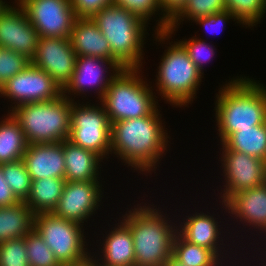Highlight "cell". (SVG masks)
I'll use <instances>...</instances> for the list:
<instances>
[{
    "mask_svg": "<svg viewBox=\"0 0 266 266\" xmlns=\"http://www.w3.org/2000/svg\"><path fill=\"white\" fill-rule=\"evenodd\" d=\"M158 108L149 116L111 123V154L144 175L156 171L170 143Z\"/></svg>",
    "mask_w": 266,
    "mask_h": 266,
    "instance_id": "6da1fadb",
    "label": "cell"
},
{
    "mask_svg": "<svg viewBox=\"0 0 266 266\" xmlns=\"http://www.w3.org/2000/svg\"><path fill=\"white\" fill-rule=\"evenodd\" d=\"M217 99V100H216ZM215 120L223 143L238 129L266 123V86L240 75L225 82L215 98Z\"/></svg>",
    "mask_w": 266,
    "mask_h": 266,
    "instance_id": "7a4b0ae2",
    "label": "cell"
},
{
    "mask_svg": "<svg viewBox=\"0 0 266 266\" xmlns=\"http://www.w3.org/2000/svg\"><path fill=\"white\" fill-rule=\"evenodd\" d=\"M143 204L127 210L121 220L132 234L135 266H164L172 255L178 225L168 218L167 213L159 210L161 208Z\"/></svg>",
    "mask_w": 266,
    "mask_h": 266,
    "instance_id": "3957f363",
    "label": "cell"
},
{
    "mask_svg": "<svg viewBox=\"0 0 266 266\" xmlns=\"http://www.w3.org/2000/svg\"><path fill=\"white\" fill-rule=\"evenodd\" d=\"M91 19L108 40L112 56L124 68H142L148 22L115 4L106 6Z\"/></svg>",
    "mask_w": 266,
    "mask_h": 266,
    "instance_id": "277c9868",
    "label": "cell"
},
{
    "mask_svg": "<svg viewBox=\"0 0 266 266\" xmlns=\"http://www.w3.org/2000/svg\"><path fill=\"white\" fill-rule=\"evenodd\" d=\"M72 100L63 94L55 100L25 103L8 110L18 121L28 144L68 140Z\"/></svg>",
    "mask_w": 266,
    "mask_h": 266,
    "instance_id": "5b68a950",
    "label": "cell"
},
{
    "mask_svg": "<svg viewBox=\"0 0 266 266\" xmlns=\"http://www.w3.org/2000/svg\"><path fill=\"white\" fill-rule=\"evenodd\" d=\"M140 72L141 68H124L109 84L100 102L110 123L149 116L158 107L156 98L159 97L154 95L151 84L144 81Z\"/></svg>",
    "mask_w": 266,
    "mask_h": 266,
    "instance_id": "8992f818",
    "label": "cell"
},
{
    "mask_svg": "<svg viewBox=\"0 0 266 266\" xmlns=\"http://www.w3.org/2000/svg\"><path fill=\"white\" fill-rule=\"evenodd\" d=\"M174 43V44H171ZM169 42L161 61L159 62L156 76L158 96L174 107L192 104L199 90L203 74L191 61L187 51L178 42Z\"/></svg>",
    "mask_w": 266,
    "mask_h": 266,
    "instance_id": "52a82bcc",
    "label": "cell"
},
{
    "mask_svg": "<svg viewBox=\"0 0 266 266\" xmlns=\"http://www.w3.org/2000/svg\"><path fill=\"white\" fill-rule=\"evenodd\" d=\"M34 229L60 264H75L94 253L88 252L89 244L85 241L84 227L79 223L55 216L53 213H39L34 217Z\"/></svg>",
    "mask_w": 266,
    "mask_h": 266,
    "instance_id": "ba28073f",
    "label": "cell"
},
{
    "mask_svg": "<svg viewBox=\"0 0 266 266\" xmlns=\"http://www.w3.org/2000/svg\"><path fill=\"white\" fill-rule=\"evenodd\" d=\"M88 103L82 105L72 100L68 141L107 159L111 154L110 120L101 102L96 106Z\"/></svg>",
    "mask_w": 266,
    "mask_h": 266,
    "instance_id": "9c48e42d",
    "label": "cell"
},
{
    "mask_svg": "<svg viewBox=\"0 0 266 266\" xmlns=\"http://www.w3.org/2000/svg\"><path fill=\"white\" fill-rule=\"evenodd\" d=\"M39 37L69 38L76 20L71 0H17Z\"/></svg>",
    "mask_w": 266,
    "mask_h": 266,
    "instance_id": "30bf717a",
    "label": "cell"
},
{
    "mask_svg": "<svg viewBox=\"0 0 266 266\" xmlns=\"http://www.w3.org/2000/svg\"><path fill=\"white\" fill-rule=\"evenodd\" d=\"M61 95L62 89L53 78L32 63L0 89V97L13 101L10 111L21 104L55 100Z\"/></svg>",
    "mask_w": 266,
    "mask_h": 266,
    "instance_id": "8fae6325",
    "label": "cell"
},
{
    "mask_svg": "<svg viewBox=\"0 0 266 266\" xmlns=\"http://www.w3.org/2000/svg\"><path fill=\"white\" fill-rule=\"evenodd\" d=\"M221 166L225 185L221 189L220 203L232 194L242 190L261 186L266 183V162L237 151L221 150Z\"/></svg>",
    "mask_w": 266,
    "mask_h": 266,
    "instance_id": "7c38bea8",
    "label": "cell"
},
{
    "mask_svg": "<svg viewBox=\"0 0 266 266\" xmlns=\"http://www.w3.org/2000/svg\"><path fill=\"white\" fill-rule=\"evenodd\" d=\"M119 71L121 69L112 60L92 56H77L72 77L62 89V94L75 101L74 98L70 97L71 95L81 96L86 94L88 89L92 88L93 90L94 87V91L96 94L98 93L97 98L101 101L109 84ZM106 73L108 74L105 75Z\"/></svg>",
    "mask_w": 266,
    "mask_h": 266,
    "instance_id": "4fadbf2b",
    "label": "cell"
},
{
    "mask_svg": "<svg viewBox=\"0 0 266 266\" xmlns=\"http://www.w3.org/2000/svg\"><path fill=\"white\" fill-rule=\"evenodd\" d=\"M102 184L99 181H66L62 196L53 210L55 216L84 225L100 207ZM100 202V203H99Z\"/></svg>",
    "mask_w": 266,
    "mask_h": 266,
    "instance_id": "5bb4252c",
    "label": "cell"
},
{
    "mask_svg": "<svg viewBox=\"0 0 266 266\" xmlns=\"http://www.w3.org/2000/svg\"><path fill=\"white\" fill-rule=\"evenodd\" d=\"M76 57L69 38L39 37L31 63L44 70L63 89L72 77Z\"/></svg>",
    "mask_w": 266,
    "mask_h": 266,
    "instance_id": "9a60e30c",
    "label": "cell"
},
{
    "mask_svg": "<svg viewBox=\"0 0 266 266\" xmlns=\"http://www.w3.org/2000/svg\"><path fill=\"white\" fill-rule=\"evenodd\" d=\"M13 4L0 13V47L12 49L31 60L36 52L39 35L24 9L17 1Z\"/></svg>",
    "mask_w": 266,
    "mask_h": 266,
    "instance_id": "2e32d148",
    "label": "cell"
},
{
    "mask_svg": "<svg viewBox=\"0 0 266 266\" xmlns=\"http://www.w3.org/2000/svg\"><path fill=\"white\" fill-rule=\"evenodd\" d=\"M214 215L215 213L211 215V213L207 212L206 214L203 211H200V213L196 212L193 215L190 214V216H186V219L182 218L183 222L181 221L180 225L177 226V232L189 243L210 249L219 259L221 258L223 263H227L228 260L225 261L223 258L227 259L226 257H229L226 253L229 249L227 248L225 251L224 246L226 244H223L224 237H221L224 232L221 230V225L219 224L221 221L218 222L217 219L219 218L214 217ZM220 245L224 246L221 247Z\"/></svg>",
    "mask_w": 266,
    "mask_h": 266,
    "instance_id": "e0dca14e",
    "label": "cell"
},
{
    "mask_svg": "<svg viewBox=\"0 0 266 266\" xmlns=\"http://www.w3.org/2000/svg\"><path fill=\"white\" fill-rule=\"evenodd\" d=\"M221 205L231 217L236 216L237 222L239 219L243 223V228L249 225L266 234V183L232 194Z\"/></svg>",
    "mask_w": 266,
    "mask_h": 266,
    "instance_id": "ac0fdd59",
    "label": "cell"
},
{
    "mask_svg": "<svg viewBox=\"0 0 266 266\" xmlns=\"http://www.w3.org/2000/svg\"><path fill=\"white\" fill-rule=\"evenodd\" d=\"M22 161L32 181L44 178L65 179L62 142L28 144Z\"/></svg>",
    "mask_w": 266,
    "mask_h": 266,
    "instance_id": "d6986e66",
    "label": "cell"
},
{
    "mask_svg": "<svg viewBox=\"0 0 266 266\" xmlns=\"http://www.w3.org/2000/svg\"><path fill=\"white\" fill-rule=\"evenodd\" d=\"M69 39L77 56H92L112 60L121 70L124 69L112 56L108 40L91 18L77 17Z\"/></svg>",
    "mask_w": 266,
    "mask_h": 266,
    "instance_id": "ffe728a7",
    "label": "cell"
},
{
    "mask_svg": "<svg viewBox=\"0 0 266 266\" xmlns=\"http://www.w3.org/2000/svg\"><path fill=\"white\" fill-rule=\"evenodd\" d=\"M117 224L110 229L108 234L105 232V239L102 240V245H99L103 246L100 247L102 256L100 253L93 255L97 266H135L131 231L121 220Z\"/></svg>",
    "mask_w": 266,
    "mask_h": 266,
    "instance_id": "44dd1931",
    "label": "cell"
},
{
    "mask_svg": "<svg viewBox=\"0 0 266 266\" xmlns=\"http://www.w3.org/2000/svg\"><path fill=\"white\" fill-rule=\"evenodd\" d=\"M65 179L68 182L98 181L99 167L103 160L94 152L72 144L68 140L62 141ZM100 164V165H99Z\"/></svg>",
    "mask_w": 266,
    "mask_h": 266,
    "instance_id": "7402d4cb",
    "label": "cell"
},
{
    "mask_svg": "<svg viewBox=\"0 0 266 266\" xmlns=\"http://www.w3.org/2000/svg\"><path fill=\"white\" fill-rule=\"evenodd\" d=\"M35 214L25 202L0 207V243L26 237L34 229Z\"/></svg>",
    "mask_w": 266,
    "mask_h": 266,
    "instance_id": "603a6c76",
    "label": "cell"
},
{
    "mask_svg": "<svg viewBox=\"0 0 266 266\" xmlns=\"http://www.w3.org/2000/svg\"><path fill=\"white\" fill-rule=\"evenodd\" d=\"M65 183L66 179L61 178L33 180L25 203L35 215L52 213L62 196Z\"/></svg>",
    "mask_w": 266,
    "mask_h": 266,
    "instance_id": "cb8c5ba5",
    "label": "cell"
},
{
    "mask_svg": "<svg viewBox=\"0 0 266 266\" xmlns=\"http://www.w3.org/2000/svg\"><path fill=\"white\" fill-rule=\"evenodd\" d=\"M0 121V164L22 160L28 142L18 121L10 112Z\"/></svg>",
    "mask_w": 266,
    "mask_h": 266,
    "instance_id": "d4e9b609",
    "label": "cell"
},
{
    "mask_svg": "<svg viewBox=\"0 0 266 266\" xmlns=\"http://www.w3.org/2000/svg\"><path fill=\"white\" fill-rule=\"evenodd\" d=\"M221 145L222 150L245 153L266 162V123L252 128L238 129Z\"/></svg>",
    "mask_w": 266,
    "mask_h": 266,
    "instance_id": "484cf974",
    "label": "cell"
},
{
    "mask_svg": "<svg viewBox=\"0 0 266 266\" xmlns=\"http://www.w3.org/2000/svg\"><path fill=\"white\" fill-rule=\"evenodd\" d=\"M224 10H226L224 0H187L183 9L169 22L167 31L154 30L155 33L152 36L156 35L154 37L156 41L164 44L163 42L173 37L171 35L178 30V26L185 19L193 22L198 18L207 17Z\"/></svg>",
    "mask_w": 266,
    "mask_h": 266,
    "instance_id": "4316f807",
    "label": "cell"
},
{
    "mask_svg": "<svg viewBox=\"0 0 266 266\" xmlns=\"http://www.w3.org/2000/svg\"><path fill=\"white\" fill-rule=\"evenodd\" d=\"M172 255L185 266L225 265L210 249L189 243L178 232L173 240Z\"/></svg>",
    "mask_w": 266,
    "mask_h": 266,
    "instance_id": "83f0119b",
    "label": "cell"
},
{
    "mask_svg": "<svg viewBox=\"0 0 266 266\" xmlns=\"http://www.w3.org/2000/svg\"><path fill=\"white\" fill-rule=\"evenodd\" d=\"M226 10L244 27L251 28L261 22L266 13V0H224ZM248 25V26H247Z\"/></svg>",
    "mask_w": 266,
    "mask_h": 266,
    "instance_id": "f1b7e54d",
    "label": "cell"
},
{
    "mask_svg": "<svg viewBox=\"0 0 266 266\" xmlns=\"http://www.w3.org/2000/svg\"><path fill=\"white\" fill-rule=\"evenodd\" d=\"M4 179L20 202H25L32 185L31 177L22 160L0 164Z\"/></svg>",
    "mask_w": 266,
    "mask_h": 266,
    "instance_id": "f546056e",
    "label": "cell"
},
{
    "mask_svg": "<svg viewBox=\"0 0 266 266\" xmlns=\"http://www.w3.org/2000/svg\"><path fill=\"white\" fill-rule=\"evenodd\" d=\"M25 247L29 266H61L55 254L35 229L25 237Z\"/></svg>",
    "mask_w": 266,
    "mask_h": 266,
    "instance_id": "4dcf8cb0",
    "label": "cell"
},
{
    "mask_svg": "<svg viewBox=\"0 0 266 266\" xmlns=\"http://www.w3.org/2000/svg\"><path fill=\"white\" fill-rule=\"evenodd\" d=\"M31 60L12 49L0 47V89L19 72L23 71Z\"/></svg>",
    "mask_w": 266,
    "mask_h": 266,
    "instance_id": "1f68e13d",
    "label": "cell"
},
{
    "mask_svg": "<svg viewBox=\"0 0 266 266\" xmlns=\"http://www.w3.org/2000/svg\"><path fill=\"white\" fill-rule=\"evenodd\" d=\"M178 42L184 47L187 51L189 58L196 65L197 69L204 75V65L207 64V61H211L215 54V46L206 43L207 41L193 36L188 40L184 38V40L180 39ZM213 46V48H212Z\"/></svg>",
    "mask_w": 266,
    "mask_h": 266,
    "instance_id": "d6a6232c",
    "label": "cell"
},
{
    "mask_svg": "<svg viewBox=\"0 0 266 266\" xmlns=\"http://www.w3.org/2000/svg\"><path fill=\"white\" fill-rule=\"evenodd\" d=\"M0 266H29L25 237L0 243Z\"/></svg>",
    "mask_w": 266,
    "mask_h": 266,
    "instance_id": "836d02e7",
    "label": "cell"
},
{
    "mask_svg": "<svg viewBox=\"0 0 266 266\" xmlns=\"http://www.w3.org/2000/svg\"><path fill=\"white\" fill-rule=\"evenodd\" d=\"M113 4L139 15L146 22L160 12L158 0H113Z\"/></svg>",
    "mask_w": 266,
    "mask_h": 266,
    "instance_id": "e575fe53",
    "label": "cell"
},
{
    "mask_svg": "<svg viewBox=\"0 0 266 266\" xmlns=\"http://www.w3.org/2000/svg\"><path fill=\"white\" fill-rule=\"evenodd\" d=\"M162 15L156 23L155 31H167L169 22L183 9L187 0H158Z\"/></svg>",
    "mask_w": 266,
    "mask_h": 266,
    "instance_id": "d590c367",
    "label": "cell"
},
{
    "mask_svg": "<svg viewBox=\"0 0 266 266\" xmlns=\"http://www.w3.org/2000/svg\"><path fill=\"white\" fill-rule=\"evenodd\" d=\"M112 4L113 0H71L78 18H92L98 11Z\"/></svg>",
    "mask_w": 266,
    "mask_h": 266,
    "instance_id": "8d00e7d4",
    "label": "cell"
},
{
    "mask_svg": "<svg viewBox=\"0 0 266 266\" xmlns=\"http://www.w3.org/2000/svg\"><path fill=\"white\" fill-rule=\"evenodd\" d=\"M230 19H234L233 21H236L237 23H239L236 18L233 16L232 13H230L227 10L212 14V15H208L207 17H202V18H198L194 21V23L202 25V27H204V29L208 30L209 32H211L212 34L216 33L218 31V29L222 28L221 31L224 28V25L226 24V22H229ZM218 27V28H217ZM216 29L217 31H214ZM206 30V31H207Z\"/></svg>",
    "mask_w": 266,
    "mask_h": 266,
    "instance_id": "74e56055",
    "label": "cell"
},
{
    "mask_svg": "<svg viewBox=\"0 0 266 266\" xmlns=\"http://www.w3.org/2000/svg\"><path fill=\"white\" fill-rule=\"evenodd\" d=\"M19 202L20 201L16 198L13 191L5 181L0 167V207L13 206Z\"/></svg>",
    "mask_w": 266,
    "mask_h": 266,
    "instance_id": "f35d334b",
    "label": "cell"
},
{
    "mask_svg": "<svg viewBox=\"0 0 266 266\" xmlns=\"http://www.w3.org/2000/svg\"><path fill=\"white\" fill-rule=\"evenodd\" d=\"M61 266H96V261H95V257L91 255L87 259L81 262H78L75 264H61Z\"/></svg>",
    "mask_w": 266,
    "mask_h": 266,
    "instance_id": "ab89813d",
    "label": "cell"
},
{
    "mask_svg": "<svg viewBox=\"0 0 266 266\" xmlns=\"http://www.w3.org/2000/svg\"><path fill=\"white\" fill-rule=\"evenodd\" d=\"M164 266H185V265H183L181 261H179L173 255H171L164 263Z\"/></svg>",
    "mask_w": 266,
    "mask_h": 266,
    "instance_id": "60d3db41",
    "label": "cell"
},
{
    "mask_svg": "<svg viewBox=\"0 0 266 266\" xmlns=\"http://www.w3.org/2000/svg\"><path fill=\"white\" fill-rule=\"evenodd\" d=\"M8 2H5L4 0H0V13L8 6Z\"/></svg>",
    "mask_w": 266,
    "mask_h": 266,
    "instance_id": "b9f144b4",
    "label": "cell"
}]
</instances>
